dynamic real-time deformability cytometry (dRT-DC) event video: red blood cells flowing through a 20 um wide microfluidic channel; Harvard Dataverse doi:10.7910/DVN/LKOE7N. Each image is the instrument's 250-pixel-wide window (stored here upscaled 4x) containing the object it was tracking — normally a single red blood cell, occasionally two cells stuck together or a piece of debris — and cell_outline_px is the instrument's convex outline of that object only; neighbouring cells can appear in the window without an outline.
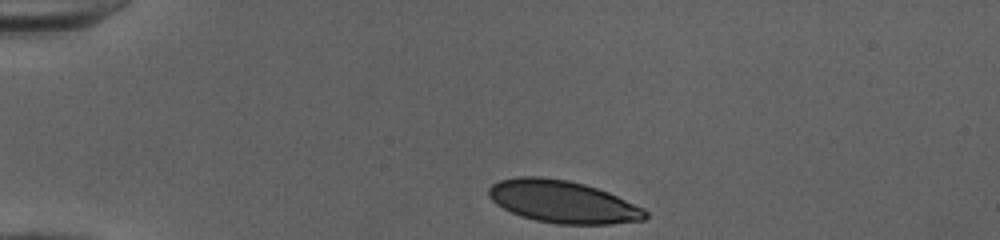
{"species": "human", "species_latin": "Homo sapiens", "temperature_condition": "cold", "stored_images_in_passage": 33, "camera_frame_rate_fps": 3000, "um_per_image_px": 0.085, "donor": {"sex": "female"}, "frame": {"image": 1, "passage_image": 1, "time_ms": 0.0, "image_size_px": [1000, 240], "cell_outline_px": [[648, 216], [644, 220], [612, 224], [556, 224], [536, 220], [520, 216], [496, 204], [488, 196], [488, 188], [492, 184], [500, 180], [520, 176], [540, 176], [568, 180], [584, 184], [608, 192], [644, 208], [648, 212]], "centroid_in_image_um": [47.84, 17.15], "position_along_channel_um": 37.2, "area_um2": 38.73}}
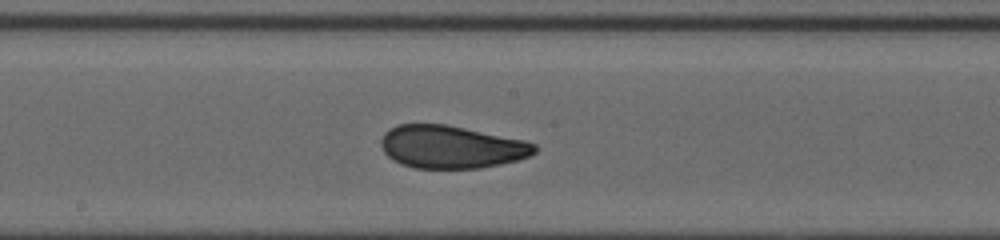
{"frame": {"image": 2, "passage_image": 18, "time_ms": 5.667, "image_size_px": [1000, 240], "cell_outline_px": [[536, 152], [528, 156], [516, 160], [500, 164], [480, 168], [412, 168], [400, 164], [392, 160], [384, 152], [380, 144], [380, 140], [384, 132], [388, 128], [396, 124], [444, 124], [524, 140], [536, 144]], "centroid_in_image_um": [38.3, 12.49], "position_along_channel_um": 209.9, "area_um2": 38.32}}
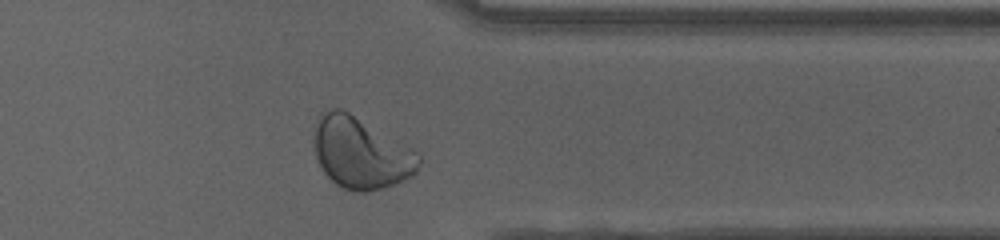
{"frame": {"image": 3, "passage_image": 31, "time_ms": 10.0, "image_size_px": [1000, 240], "cell_outline_px": [[420, 164], [416, 172], [412, 176], [404, 180], [368, 192], [356, 192], [344, 188], [336, 184], [324, 172], [316, 156], [316, 116], [320, 112], [332, 108], [340, 108], [348, 112], [420, 152]], "centroid_in_image_um": [30.7, 13.0], "position_along_channel_um": 380.7, "area_um2": 43.23}, "authors_computed_cell_mechanics": {"area_um2": 38.8416, "velocity_mm_per_s": 4.0127, "shape_relaxation_time_tau1_ms": 6.5507, "shape_relaxation_time_tau2_ms": 0.8133, "deformation_change_tau1": 0.1781, "deformation_change_tau2": 0.0497}}